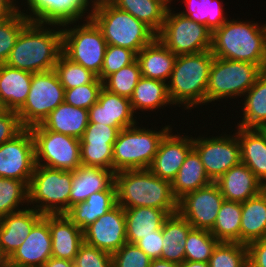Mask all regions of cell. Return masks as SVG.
<instances>
[{"instance_id": "cell-28", "label": "cell", "mask_w": 266, "mask_h": 267, "mask_svg": "<svg viewBox=\"0 0 266 267\" xmlns=\"http://www.w3.org/2000/svg\"><path fill=\"white\" fill-rule=\"evenodd\" d=\"M176 58L157 38L136 55L141 76L163 82L170 78Z\"/></svg>"}, {"instance_id": "cell-52", "label": "cell", "mask_w": 266, "mask_h": 267, "mask_svg": "<svg viewBox=\"0 0 266 267\" xmlns=\"http://www.w3.org/2000/svg\"><path fill=\"white\" fill-rule=\"evenodd\" d=\"M246 246L248 267H266V237L252 241Z\"/></svg>"}, {"instance_id": "cell-20", "label": "cell", "mask_w": 266, "mask_h": 267, "mask_svg": "<svg viewBox=\"0 0 266 267\" xmlns=\"http://www.w3.org/2000/svg\"><path fill=\"white\" fill-rule=\"evenodd\" d=\"M171 133L170 130L162 139L148 169L159 178L172 183L186 156L193 149V138Z\"/></svg>"}, {"instance_id": "cell-57", "label": "cell", "mask_w": 266, "mask_h": 267, "mask_svg": "<svg viewBox=\"0 0 266 267\" xmlns=\"http://www.w3.org/2000/svg\"><path fill=\"white\" fill-rule=\"evenodd\" d=\"M88 3H90L89 0H86ZM93 3L90 4L92 5L93 7L92 8H95L97 6H100V5H103V4H111L114 2V0H93L92 1Z\"/></svg>"}, {"instance_id": "cell-33", "label": "cell", "mask_w": 266, "mask_h": 267, "mask_svg": "<svg viewBox=\"0 0 266 267\" xmlns=\"http://www.w3.org/2000/svg\"><path fill=\"white\" fill-rule=\"evenodd\" d=\"M192 228L178 212L169 215L162 226L163 248L161 258L182 264L185 261L187 235Z\"/></svg>"}, {"instance_id": "cell-35", "label": "cell", "mask_w": 266, "mask_h": 267, "mask_svg": "<svg viewBox=\"0 0 266 267\" xmlns=\"http://www.w3.org/2000/svg\"><path fill=\"white\" fill-rule=\"evenodd\" d=\"M244 96L243 118L238 127L266 129V71H263Z\"/></svg>"}, {"instance_id": "cell-27", "label": "cell", "mask_w": 266, "mask_h": 267, "mask_svg": "<svg viewBox=\"0 0 266 267\" xmlns=\"http://www.w3.org/2000/svg\"><path fill=\"white\" fill-rule=\"evenodd\" d=\"M117 205L116 187L90 195L85 202L77 203L64 214L82 231Z\"/></svg>"}, {"instance_id": "cell-26", "label": "cell", "mask_w": 266, "mask_h": 267, "mask_svg": "<svg viewBox=\"0 0 266 267\" xmlns=\"http://www.w3.org/2000/svg\"><path fill=\"white\" fill-rule=\"evenodd\" d=\"M115 173L101 167L81 165L72 171L70 207L85 200L95 192L107 190L114 183Z\"/></svg>"}, {"instance_id": "cell-42", "label": "cell", "mask_w": 266, "mask_h": 267, "mask_svg": "<svg viewBox=\"0 0 266 267\" xmlns=\"http://www.w3.org/2000/svg\"><path fill=\"white\" fill-rule=\"evenodd\" d=\"M54 71L64 89H72L91 83L97 77L80 64L71 61L63 53L59 55Z\"/></svg>"}, {"instance_id": "cell-3", "label": "cell", "mask_w": 266, "mask_h": 267, "mask_svg": "<svg viewBox=\"0 0 266 267\" xmlns=\"http://www.w3.org/2000/svg\"><path fill=\"white\" fill-rule=\"evenodd\" d=\"M212 54L233 61H246L266 71V24L227 20L212 35Z\"/></svg>"}, {"instance_id": "cell-23", "label": "cell", "mask_w": 266, "mask_h": 267, "mask_svg": "<svg viewBox=\"0 0 266 267\" xmlns=\"http://www.w3.org/2000/svg\"><path fill=\"white\" fill-rule=\"evenodd\" d=\"M215 183L226 201L240 203L265 189L255 174L243 163L229 169Z\"/></svg>"}, {"instance_id": "cell-10", "label": "cell", "mask_w": 266, "mask_h": 267, "mask_svg": "<svg viewBox=\"0 0 266 267\" xmlns=\"http://www.w3.org/2000/svg\"><path fill=\"white\" fill-rule=\"evenodd\" d=\"M65 89L54 70L32 74L31 87L24 105L17 111L24 128L42 124L64 102Z\"/></svg>"}, {"instance_id": "cell-37", "label": "cell", "mask_w": 266, "mask_h": 267, "mask_svg": "<svg viewBox=\"0 0 266 267\" xmlns=\"http://www.w3.org/2000/svg\"><path fill=\"white\" fill-rule=\"evenodd\" d=\"M112 4L145 23L156 34L162 29L168 10L157 0H114Z\"/></svg>"}, {"instance_id": "cell-19", "label": "cell", "mask_w": 266, "mask_h": 267, "mask_svg": "<svg viewBox=\"0 0 266 267\" xmlns=\"http://www.w3.org/2000/svg\"><path fill=\"white\" fill-rule=\"evenodd\" d=\"M52 257L49 215H44L31 229L23 244L5 261L16 267H42Z\"/></svg>"}, {"instance_id": "cell-22", "label": "cell", "mask_w": 266, "mask_h": 267, "mask_svg": "<svg viewBox=\"0 0 266 267\" xmlns=\"http://www.w3.org/2000/svg\"><path fill=\"white\" fill-rule=\"evenodd\" d=\"M43 216L34 207H25L0 218V254L5 261L23 244Z\"/></svg>"}, {"instance_id": "cell-7", "label": "cell", "mask_w": 266, "mask_h": 267, "mask_svg": "<svg viewBox=\"0 0 266 267\" xmlns=\"http://www.w3.org/2000/svg\"><path fill=\"white\" fill-rule=\"evenodd\" d=\"M72 171L36 165L31 177L29 202L43 215L65 214L70 208ZM39 203V205H38Z\"/></svg>"}, {"instance_id": "cell-40", "label": "cell", "mask_w": 266, "mask_h": 267, "mask_svg": "<svg viewBox=\"0 0 266 267\" xmlns=\"http://www.w3.org/2000/svg\"><path fill=\"white\" fill-rule=\"evenodd\" d=\"M29 202L28 185L21 180L0 177V218L22 209L21 203Z\"/></svg>"}, {"instance_id": "cell-29", "label": "cell", "mask_w": 266, "mask_h": 267, "mask_svg": "<svg viewBox=\"0 0 266 267\" xmlns=\"http://www.w3.org/2000/svg\"><path fill=\"white\" fill-rule=\"evenodd\" d=\"M32 74L6 64L0 65V101L5 109L18 111L28 97Z\"/></svg>"}, {"instance_id": "cell-4", "label": "cell", "mask_w": 266, "mask_h": 267, "mask_svg": "<svg viewBox=\"0 0 266 267\" xmlns=\"http://www.w3.org/2000/svg\"><path fill=\"white\" fill-rule=\"evenodd\" d=\"M214 57L211 50L177 55L167 83L172 105L183 104L191 109L206 104L207 84Z\"/></svg>"}, {"instance_id": "cell-12", "label": "cell", "mask_w": 266, "mask_h": 267, "mask_svg": "<svg viewBox=\"0 0 266 267\" xmlns=\"http://www.w3.org/2000/svg\"><path fill=\"white\" fill-rule=\"evenodd\" d=\"M166 12L162 29L157 34L160 40L175 55L194 54L211 50L213 33L180 12Z\"/></svg>"}, {"instance_id": "cell-6", "label": "cell", "mask_w": 266, "mask_h": 267, "mask_svg": "<svg viewBox=\"0 0 266 267\" xmlns=\"http://www.w3.org/2000/svg\"><path fill=\"white\" fill-rule=\"evenodd\" d=\"M172 128L164 126L159 131L136 125L121 129L113 144V172L148 169L164 136Z\"/></svg>"}, {"instance_id": "cell-49", "label": "cell", "mask_w": 266, "mask_h": 267, "mask_svg": "<svg viewBox=\"0 0 266 267\" xmlns=\"http://www.w3.org/2000/svg\"><path fill=\"white\" fill-rule=\"evenodd\" d=\"M74 265L75 267H112V256L84 242L74 258Z\"/></svg>"}, {"instance_id": "cell-2", "label": "cell", "mask_w": 266, "mask_h": 267, "mask_svg": "<svg viewBox=\"0 0 266 267\" xmlns=\"http://www.w3.org/2000/svg\"><path fill=\"white\" fill-rule=\"evenodd\" d=\"M44 27L29 22L17 37L5 64L30 73L54 70L62 53V29Z\"/></svg>"}, {"instance_id": "cell-5", "label": "cell", "mask_w": 266, "mask_h": 267, "mask_svg": "<svg viewBox=\"0 0 266 267\" xmlns=\"http://www.w3.org/2000/svg\"><path fill=\"white\" fill-rule=\"evenodd\" d=\"M91 9L86 18L92 19L100 28L107 45L125 47L138 54L157 38V34L145 23L112 3Z\"/></svg>"}, {"instance_id": "cell-58", "label": "cell", "mask_w": 266, "mask_h": 267, "mask_svg": "<svg viewBox=\"0 0 266 267\" xmlns=\"http://www.w3.org/2000/svg\"><path fill=\"white\" fill-rule=\"evenodd\" d=\"M159 1L161 4H163L167 9H170V7L168 6V4H171L172 0H157Z\"/></svg>"}, {"instance_id": "cell-9", "label": "cell", "mask_w": 266, "mask_h": 267, "mask_svg": "<svg viewBox=\"0 0 266 267\" xmlns=\"http://www.w3.org/2000/svg\"><path fill=\"white\" fill-rule=\"evenodd\" d=\"M84 21L81 26L62 29V53L99 77L107 42L92 19Z\"/></svg>"}, {"instance_id": "cell-31", "label": "cell", "mask_w": 266, "mask_h": 267, "mask_svg": "<svg viewBox=\"0 0 266 267\" xmlns=\"http://www.w3.org/2000/svg\"><path fill=\"white\" fill-rule=\"evenodd\" d=\"M88 123V109L74 107L64 101L48 115L42 125L52 132L81 139Z\"/></svg>"}, {"instance_id": "cell-11", "label": "cell", "mask_w": 266, "mask_h": 267, "mask_svg": "<svg viewBox=\"0 0 266 267\" xmlns=\"http://www.w3.org/2000/svg\"><path fill=\"white\" fill-rule=\"evenodd\" d=\"M29 129L34 139L36 165L65 171H74L82 165L80 139L52 132L42 124Z\"/></svg>"}, {"instance_id": "cell-38", "label": "cell", "mask_w": 266, "mask_h": 267, "mask_svg": "<svg viewBox=\"0 0 266 267\" xmlns=\"http://www.w3.org/2000/svg\"><path fill=\"white\" fill-rule=\"evenodd\" d=\"M241 218V203L224 200L210 233L219 242L240 243Z\"/></svg>"}, {"instance_id": "cell-32", "label": "cell", "mask_w": 266, "mask_h": 267, "mask_svg": "<svg viewBox=\"0 0 266 267\" xmlns=\"http://www.w3.org/2000/svg\"><path fill=\"white\" fill-rule=\"evenodd\" d=\"M242 218L240 226V243L266 237V189L241 203Z\"/></svg>"}, {"instance_id": "cell-54", "label": "cell", "mask_w": 266, "mask_h": 267, "mask_svg": "<svg viewBox=\"0 0 266 267\" xmlns=\"http://www.w3.org/2000/svg\"><path fill=\"white\" fill-rule=\"evenodd\" d=\"M42 267H75L74 261L67 259L49 258Z\"/></svg>"}, {"instance_id": "cell-30", "label": "cell", "mask_w": 266, "mask_h": 267, "mask_svg": "<svg viewBox=\"0 0 266 267\" xmlns=\"http://www.w3.org/2000/svg\"><path fill=\"white\" fill-rule=\"evenodd\" d=\"M126 221L127 243L135 244L144 236L156 234L162 229L163 223L169 217L165 210L151 207H136L124 209Z\"/></svg>"}, {"instance_id": "cell-46", "label": "cell", "mask_w": 266, "mask_h": 267, "mask_svg": "<svg viewBox=\"0 0 266 267\" xmlns=\"http://www.w3.org/2000/svg\"><path fill=\"white\" fill-rule=\"evenodd\" d=\"M103 82L96 77L91 83L72 89H65L64 101L71 106L89 109L98 101Z\"/></svg>"}, {"instance_id": "cell-21", "label": "cell", "mask_w": 266, "mask_h": 267, "mask_svg": "<svg viewBox=\"0 0 266 267\" xmlns=\"http://www.w3.org/2000/svg\"><path fill=\"white\" fill-rule=\"evenodd\" d=\"M88 113L90 123L113 126L119 131L137 124L133 118L130 99L112 93L104 87L98 101L88 109Z\"/></svg>"}, {"instance_id": "cell-8", "label": "cell", "mask_w": 266, "mask_h": 267, "mask_svg": "<svg viewBox=\"0 0 266 267\" xmlns=\"http://www.w3.org/2000/svg\"><path fill=\"white\" fill-rule=\"evenodd\" d=\"M251 62L214 57L207 84L206 103L233 96H243L263 73Z\"/></svg>"}, {"instance_id": "cell-39", "label": "cell", "mask_w": 266, "mask_h": 267, "mask_svg": "<svg viewBox=\"0 0 266 267\" xmlns=\"http://www.w3.org/2000/svg\"><path fill=\"white\" fill-rule=\"evenodd\" d=\"M184 2L188 11L180 13L205 25L212 33L228 20L223 15V5L219 0H185Z\"/></svg>"}, {"instance_id": "cell-60", "label": "cell", "mask_w": 266, "mask_h": 267, "mask_svg": "<svg viewBox=\"0 0 266 267\" xmlns=\"http://www.w3.org/2000/svg\"><path fill=\"white\" fill-rule=\"evenodd\" d=\"M5 263V260L2 258L1 254H0V267Z\"/></svg>"}, {"instance_id": "cell-41", "label": "cell", "mask_w": 266, "mask_h": 267, "mask_svg": "<svg viewBox=\"0 0 266 267\" xmlns=\"http://www.w3.org/2000/svg\"><path fill=\"white\" fill-rule=\"evenodd\" d=\"M219 241L208 230L192 228L185 245V261L208 263Z\"/></svg>"}, {"instance_id": "cell-44", "label": "cell", "mask_w": 266, "mask_h": 267, "mask_svg": "<svg viewBox=\"0 0 266 267\" xmlns=\"http://www.w3.org/2000/svg\"><path fill=\"white\" fill-rule=\"evenodd\" d=\"M208 263L209 267H248L247 246L237 242H219Z\"/></svg>"}, {"instance_id": "cell-50", "label": "cell", "mask_w": 266, "mask_h": 267, "mask_svg": "<svg viewBox=\"0 0 266 267\" xmlns=\"http://www.w3.org/2000/svg\"><path fill=\"white\" fill-rule=\"evenodd\" d=\"M23 129L17 111H3L0 114V145L14 138Z\"/></svg>"}, {"instance_id": "cell-43", "label": "cell", "mask_w": 266, "mask_h": 267, "mask_svg": "<svg viewBox=\"0 0 266 267\" xmlns=\"http://www.w3.org/2000/svg\"><path fill=\"white\" fill-rule=\"evenodd\" d=\"M141 77L139 64L135 60L130 65L109 75L103 81V87L112 93L130 99Z\"/></svg>"}, {"instance_id": "cell-15", "label": "cell", "mask_w": 266, "mask_h": 267, "mask_svg": "<svg viewBox=\"0 0 266 267\" xmlns=\"http://www.w3.org/2000/svg\"><path fill=\"white\" fill-rule=\"evenodd\" d=\"M224 197L217 184L186 193L178 200V213L195 229L210 231L216 221Z\"/></svg>"}, {"instance_id": "cell-56", "label": "cell", "mask_w": 266, "mask_h": 267, "mask_svg": "<svg viewBox=\"0 0 266 267\" xmlns=\"http://www.w3.org/2000/svg\"><path fill=\"white\" fill-rule=\"evenodd\" d=\"M181 267H209V263L206 262H195V261H184Z\"/></svg>"}, {"instance_id": "cell-18", "label": "cell", "mask_w": 266, "mask_h": 267, "mask_svg": "<svg viewBox=\"0 0 266 267\" xmlns=\"http://www.w3.org/2000/svg\"><path fill=\"white\" fill-rule=\"evenodd\" d=\"M30 21L51 26H67L82 19L89 3L86 0H27ZM33 13V14H32Z\"/></svg>"}, {"instance_id": "cell-36", "label": "cell", "mask_w": 266, "mask_h": 267, "mask_svg": "<svg viewBox=\"0 0 266 267\" xmlns=\"http://www.w3.org/2000/svg\"><path fill=\"white\" fill-rule=\"evenodd\" d=\"M131 108L136 110H153L172 104L168 95L167 83L141 77L130 98Z\"/></svg>"}, {"instance_id": "cell-17", "label": "cell", "mask_w": 266, "mask_h": 267, "mask_svg": "<svg viewBox=\"0 0 266 267\" xmlns=\"http://www.w3.org/2000/svg\"><path fill=\"white\" fill-rule=\"evenodd\" d=\"M84 242L110 254L127 242L124 209L116 205L83 230Z\"/></svg>"}, {"instance_id": "cell-53", "label": "cell", "mask_w": 266, "mask_h": 267, "mask_svg": "<svg viewBox=\"0 0 266 267\" xmlns=\"http://www.w3.org/2000/svg\"><path fill=\"white\" fill-rule=\"evenodd\" d=\"M19 11L14 0H0V19L11 17Z\"/></svg>"}, {"instance_id": "cell-51", "label": "cell", "mask_w": 266, "mask_h": 267, "mask_svg": "<svg viewBox=\"0 0 266 267\" xmlns=\"http://www.w3.org/2000/svg\"><path fill=\"white\" fill-rule=\"evenodd\" d=\"M135 244L151 259L161 258L163 248L162 229L156 230V234L144 236V238L140 239Z\"/></svg>"}, {"instance_id": "cell-59", "label": "cell", "mask_w": 266, "mask_h": 267, "mask_svg": "<svg viewBox=\"0 0 266 267\" xmlns=\"http://www.w3.org/2000/svg\"><path fill=\"white\" fill-rule=\"evenodd\" d=\"M6 109H5V107H4V105L1 103V101H0V114L3 112V111H5Z\"/></svg>"}, {"instance_id": "cell-61", "label": "cell", "mask_w": 266, "mask_h": 267, "mask_svg": "<svg viewBox=\"0 0 266 267\" xmlns=\"http://www.w3.org/2000/svg\"><path fill=\"white\" fill-rule=\"evenodd\" d=\"M1 267H16V266H13V265H8V264H3Z\"/></svg>"}, {"instance_id": "cell-55", "label": "cell", "mask_w": 266, "mask_h": 267, "mask_svg": "<svg viewBox=\"0 0 266 267\" xmlns=\"http://www.w3.org/2000/svg\"><path fill=\"white\" fill-rule=\"evenodd\" d=\"M149 267H181V264L166 261L162 258H158V259H151Z\"/></svg>"}, {"instance_id": "cell-48", "label": "cell", "mask_w": 266, "mask_h": 267, "mask_svg": "<svg viewBox=\"0 0 266 267\" xmlns=\"http://www.w3.org/2000/svg\"><path fill=\"white\" fill-rule=\"evenodd\" d=\"M112 267H149L151 258L136 244L125 243L111 254Z\"/></svg>"}, {"instance_id": "cell-14", "label": "cell", "mask_w": 266, "mask_h": 267, "mask_svg": "<svg viewBox=\"0 0 266 267\" xmlns=\"http://www.w3.org/2000/svg\"><path fill=\"white\" fill-rule=\"evenodd\" d=\"M35 166L34 139L29 128L0 145V177L21 180L29 186Z\"/></svg>"}, {"instance_id": "cell-1", "label": "cell", "mask_w": 266, "mask_h": 267, "mask_svg": "<svg viewBox=\"0 0 266 267\" xmlns=\"http://www.w3.org/2000/svg\"><path fill=\"white\" fill-rule=\"evenodd\" d=\"M117 204L123 209L151 207L170 215L178 212V200L171 182L154 175L149 169L122 170L115 173Z\"/></svg>"}, {"instance_id": "cell-47", "label": "cell", "mask_w": 266, "mask_h": 267, "mask_svg": "<svg viewBox=\"0 0 266 267\" xmlns=\"http://www.w3.org/2000/svg\"><path fill=\"white\" fill-rule=\"evenodd\" d=\"M136 55L131 49L107 45L102 70L98 78L103 82L109 75L133 63L136 60Z\"/></svg>"}, {"instance_id": "cell-45", "label": "cell", "mask_w": 266, "mask_h": 267, "mask_svg": "<svg viewBox=\"0 0 266 267\" xmlns=\"http://www.w3.org/2000/svg\"><path fill=\"white\" fill-rule=\"evenodd\" d=\"M29 22L21 10L11 17L0 19V65L5 64L17 37Z\"/></svg>"}, {"instance_id": "cell-25", "label": "cell", "mask_w": 266, "mask_h": 267, "mask_svg": "<svg viewBox=\"0 0 266 267\" xmlns=\"http://www.w3.org/2000/svg\"><path fill=\"white\" fill-rule=\"evenodd\" d=\"M237 129L241 163L245 164L266 187V129Z\"/></svg>"}, {"instance_id": "cell-16", "label": "cell", "mask_w": 266, "mask_h": 267, "mask_svg": "<svg viewBox=\"0 0 266 267\" xmlns=\"http://www.w3.org/2000/svg\"><path fill=\"white\" fill-rule=\"evenodd\" d=\"M118 133L116 127L89 122L80 139L81 164L113 171L112 149Z\"/></svg>"}, {"instance_id": "cell-34", "label": "cell", "mask_w": 266, "mask_h": 267, "mask_svg": "<svg viewBox=\"0 0 266 267\" xmlns=\"http://www.w3.org/2000/svg\"><path fill=\"white\" fill-rule=\"evenodd\" d=\"M213 182L207 175L198 153L192 149L172 181V193L179 200L186 193L196 191Z\"/></svg>"}, {"instance_id": "cell-13", "label": "cell", "mask_w": 266, "mask_h": 267, "mask_svg": "<svg viewBox=\"0 0 266 267\" xmlns=\"http://www.w3.org/2000/svg\"><path fill=\"white\" fill-rule=\"evenodd\" d=\"M193 149L200 156L208 177L215 182L225 172L241 163V146L237 134L212 138H193Z\"/></svg>"}, {"instance_id": "cell-24", "label": "cell", "mask_w": 266, "mask_h": 267, "mask_svg": "<svg viewBox=\"0 0 266 267\" xmlns=\"http://www.w3.org/2000/svg\"><path fill=\"white\" fill-rule=\"evenodd\" d=\"M52 257L74 261L84 243L83 231L64 214L49 215Z\"/></svg>"}]
</instances>
